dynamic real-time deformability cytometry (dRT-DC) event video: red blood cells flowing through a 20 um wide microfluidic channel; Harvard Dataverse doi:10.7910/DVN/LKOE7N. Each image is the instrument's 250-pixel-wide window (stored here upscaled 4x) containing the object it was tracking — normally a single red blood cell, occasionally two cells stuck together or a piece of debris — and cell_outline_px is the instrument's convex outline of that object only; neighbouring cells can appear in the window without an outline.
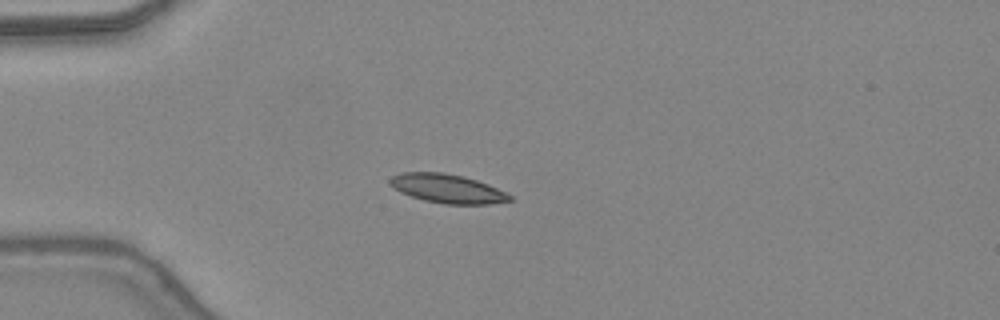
{"species": "common noctule bat (a hibernating species)", "species_latin": "Nyctalus noctula", "temperature_condition": "warm", "stored_images_in_passage": 9, "camera_frame_rate_fps": 3000, "um_per_image_px": 0.085, "animal": {"sex": "female", "body_mass_g": 24.6, "forearm_length_mm": 56.2}, "frame": {"image": 1, "passage_image": 3, "time_ms": 0.667, "image_size_px": [1000, 320], "cell_outline_px": [[512, 200], [488, 204], [444, 204], [424, 200], [400, 192], [388, 184], [388, 180], [392, 176], [400, 172], [444, 172], [464, 176], [488, 184], [512, 196]], "centroid_in_image_um": [37.98, 16.02], "position_along_channel_um": 47.0, "area_um2": 20.17}}
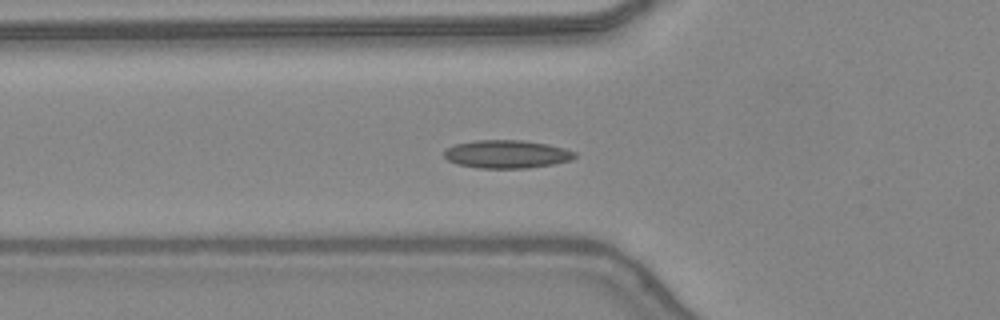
{"frame": {"image": 2, "passage_image": 7, "time_ms": 2.0, "image_size_px": [1000, 320], "cell_outline_px": [[576, 156], [572, 160], [552, 164], [528, 168], [480, 168], [456, 164], [448, 160], [444, 156], [444, 152], [448, 148], [456, 144], [476, 140], [524, 140], [548, 144], [564, 148], [576, 152]], "centroid_in_image_um": [43.09, 13.1], "position_along_channel_um": 82.7, "area_um2": 21.39}}
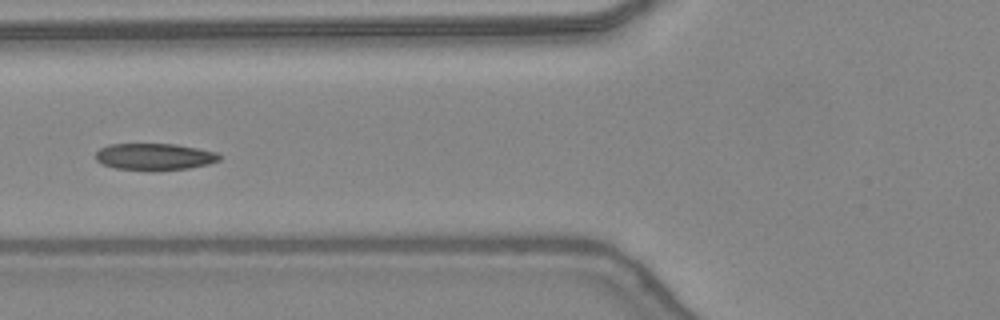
{"frame": {"image": 3, "passage_image": 9, "time_ms": 2.667, "image_size_px": [1000, 320], "cell_outline_px": [[220, 160], [208, 164], [188, 168], [160, 172], [152, 172], [116, 168], [104, 164], [96, 160], [96, 152], [100, 148], [108, 144], [176, 144], [216, 152], [220, 156]], "centroid_in_image_um": [13.12, 13.34], "position_along_channel_um": 112.7, "area_um2": 19.59}}